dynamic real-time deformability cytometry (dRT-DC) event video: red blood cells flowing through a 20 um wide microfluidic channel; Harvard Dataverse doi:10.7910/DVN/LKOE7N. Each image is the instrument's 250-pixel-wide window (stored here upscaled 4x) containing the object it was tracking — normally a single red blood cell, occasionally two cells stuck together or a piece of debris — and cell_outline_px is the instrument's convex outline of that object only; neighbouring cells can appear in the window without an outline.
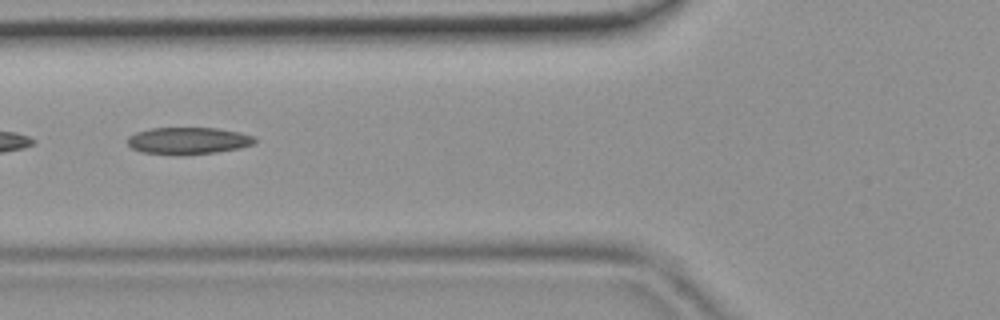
{"species": "common noctule bat (a hibernating species)", "species_latin": "Nyctalus noctula", "temperature_condition": "room temperature", "stored_images_in_passage": 5, "camera_frame_rate_fps": 3000, "um_per_image_px": 0.085, "animal": {"sex": "female", "body_mass_g": 19.9}, "frame": {"image": 1, "passage_image": 5, "time_ms": 1.333, "image_size_px": [1000, 320], "cell_outline_px": [[256, 140], [252, 144], [240, 148], [216, 152], [180, 156], [140, 152], [132, 148], [128, 144], [128, 136], [136, 132], [152, 128], [220, 128], [240, 132], [256, 136]], "centroid_in_image_um": [16.0, 11.97], "position_along_channel_um": 109.8, "area_um2": 20.29}}